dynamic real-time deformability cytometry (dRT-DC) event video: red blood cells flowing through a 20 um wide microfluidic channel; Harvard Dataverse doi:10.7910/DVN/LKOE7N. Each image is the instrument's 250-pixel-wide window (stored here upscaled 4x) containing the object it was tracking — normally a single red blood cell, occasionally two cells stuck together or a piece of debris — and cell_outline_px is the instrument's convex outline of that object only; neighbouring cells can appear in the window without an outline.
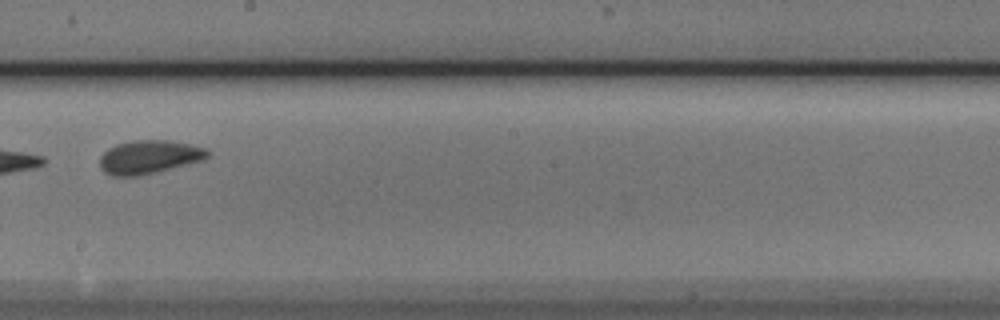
{"species": "Egyptian fruit bat (a non-hibernating species)", "species_latin": "Rousettus aegyptiacus", "temperature_condition": "cold", "stored_images_in_passage": 7, "camera_frame_rate_fps": 3000, "um_per_image_px": 0.085, "animal": {"sex": "male"}, "frame": {"image": 1, "passage_image": 6, "time_ms": 1.667, "image_size_px": [1000, 320], "cell_outline_px": [[212, 152], [204, 160], [140, 176], [112, 176], [104, 172], [100, 168], [100, 156], [108, 148], [116, 144], [136, 140], [168, 140], [188, 144], [204, 148]], "centroid_in_image_um": [12.66, 13.35], "position_along_channel_um": 235.5, "area_um2": 21.1}}
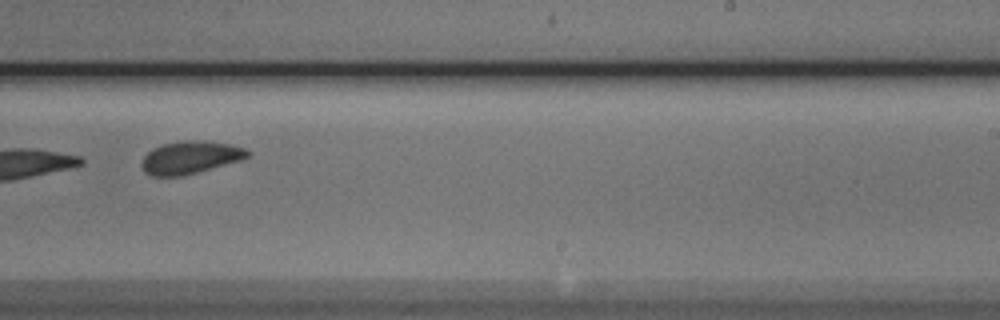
{"frame": {"image": 2, "passage_image": 7, "time_ms": 2.0, "image_size_px": [1000, 320], "cell_outline_px": [[252, 152], [244, 160], [180, 176], [152, 176], [144, 172], [140, 164], [144, 156], [152, 148], [164, 144], [184, 140], [200, 140], [232, 144], [244, 148]], "centroid_in_image_um": [16.19, 13.38], "position_along_channel_um": 272.8, "area_um2": 20.29}}